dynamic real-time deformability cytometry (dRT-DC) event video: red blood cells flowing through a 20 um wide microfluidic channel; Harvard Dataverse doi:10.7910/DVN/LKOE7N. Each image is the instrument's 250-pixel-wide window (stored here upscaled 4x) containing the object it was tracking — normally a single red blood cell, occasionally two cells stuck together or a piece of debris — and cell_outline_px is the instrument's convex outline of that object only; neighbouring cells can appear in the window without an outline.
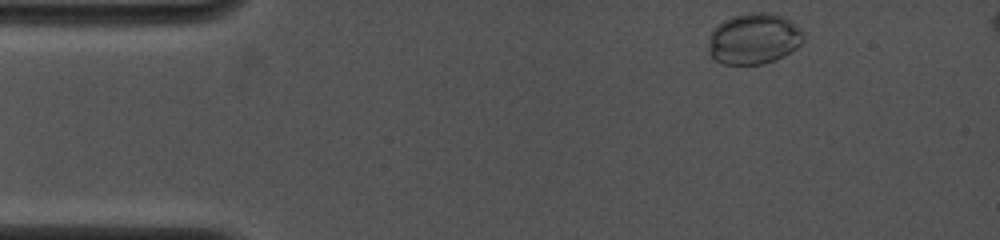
{"species": "common noctule bat (a hibernating species)", "species_latin": "Nyctalus noctula", "temperature_condition": "cold", "stored_images_in_passage": 29, "camera_frame_rate_fps": 4000, "um_per_image_px": 0.085, "animal": {"sex": "female", "body_mass_g": 19.0, "forearm_length_mm": 53.3}, "frame": {"image": 1, "passage_image": 1, "time_ms": 0.0, "image_size_px": [1000, 240], "cell_outline_px": [[804, 40], [796, 48], [776, 60], [764, 64], [720, 64], [708, 52], [708, 48], [712, 28], [724, 20], [732, 16], [748, 12], [776, 12], [784, 16], [796, 24], [804, 32]], "centroid_in_image_um": [64.09, 3.27], "position_along_channel_um": 20.9, "area_um2": 28.67}}
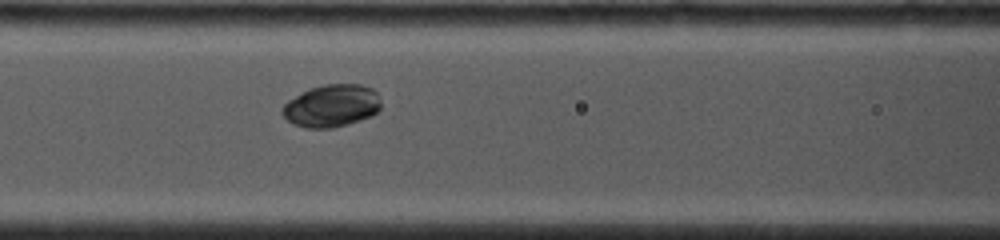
{"frame": {"image": 2, "passage_image": 13, "time_ms": 4.75, "image_size_px": [1000, 240], "cell_outline_px": [[380, 108], [372, 116], [348, 124], [332, 128], [304, 128], [292, 124], [280, 112], [280, 108], [288, 100], [308, 88], [324, 84], [360, 84], [372, 88], [380, 96]], "centroid_in_image_um": [28.16, 8.99], "position_along_channel_um": 138.4, "area_um2": 24.74}}
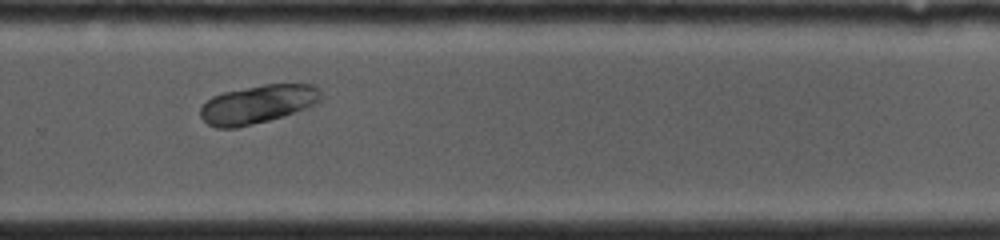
{"frame": {"image": 3, "passage_image": 23, "time_ms": 9.0, "image_size_px": [1000, 240], "cell_outline_px": [[324, 96], [316, 104], [284, 116], [236, 128], [216, 128], [208, 124], [200, 116], [200, 108], [212, 96], [224, 92], [264, 84], [316, 84]], "centroid_in_image_um": [21.94, 8.85], "position_along_channel_um": 307.9, "area_um2": 27.05}}